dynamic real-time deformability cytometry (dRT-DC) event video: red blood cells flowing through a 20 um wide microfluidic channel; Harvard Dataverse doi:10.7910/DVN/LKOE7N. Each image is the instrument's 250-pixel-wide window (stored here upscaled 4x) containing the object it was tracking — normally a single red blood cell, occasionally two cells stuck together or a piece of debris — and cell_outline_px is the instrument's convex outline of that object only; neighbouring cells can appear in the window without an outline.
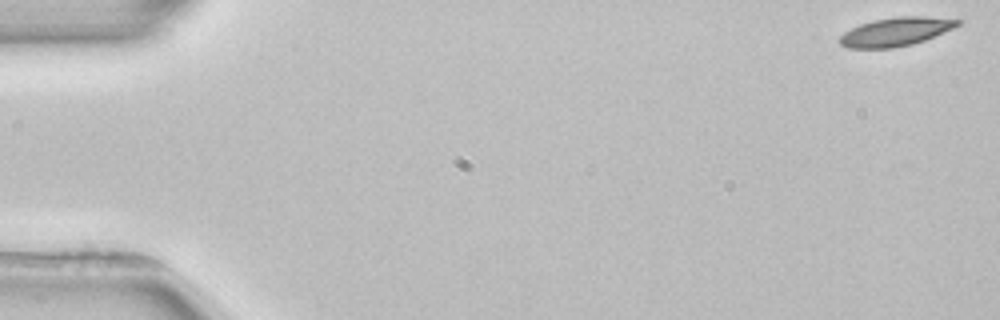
{"species": "common noctule bat (a hibernating species)", "species_latin": "Nyctalus noctula", "temperature_condition": "room temperature", "stored_images_in_passage": 4, "camera_frame_rate_fps": 3000, "um_per_image_px": 0.085, "animal": {"sex": "female", "body_mass_g": 22.7, "forearm_length_mm": 54.2}, "frame": {"image": 1, "passage_image": 1, "time_ms": 0.0, "image_size_px": [1000, 320], "cell_outline_px": [[960, 24], [952, 28], [924, 40], [912, 44], [892, 48], [848, 48], [840, 44], [836, 40], [844, 32], [860, 24], [872, 20], [896, 16], [924, 16], [960, 20]], "centroid_in_image_um": [76.07, 2.7], "position_along_channel_um": 8.9, "area_um2": 19.54}}